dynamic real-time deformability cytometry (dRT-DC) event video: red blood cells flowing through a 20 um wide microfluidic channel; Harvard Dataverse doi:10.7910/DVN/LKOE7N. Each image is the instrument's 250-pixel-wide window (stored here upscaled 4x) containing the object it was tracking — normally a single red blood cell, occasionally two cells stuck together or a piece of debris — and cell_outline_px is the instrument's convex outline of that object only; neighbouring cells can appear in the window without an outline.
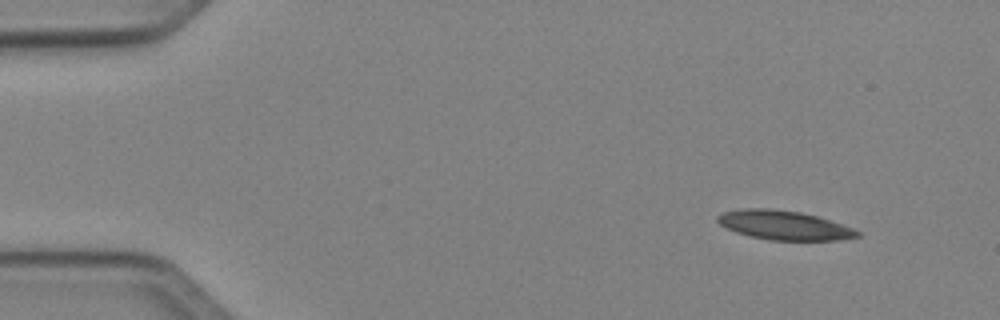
{"species": "Egyptian fruit bat (a non-hibernating species)", "species_latin": "Rousettus aegyptiacus", "temperature_condition": "cold", "stored_images_in_passage": 3, "camera_frame_rate_fps": 3000, "um_per_image_px": 0.085, "animal": {"sex": "female"}, "frame": {"image": 1, "passage_image": 1, "time_ms": 0.0, "image_size_px": [1000, 320], "cell_outline_px": [[860, 236], [836, 240], [768, 240], [736, 232], [720, 224], [716, 220], [716, 216], [724, 212], [744, 208], [768, 208], [800, 212], [816, 216], [852, 228], [860, 232]], "centroid_in_image_um": [66.61, 19.14], "position_along_channel_um": 18.4, "area_um2": 23.41}}
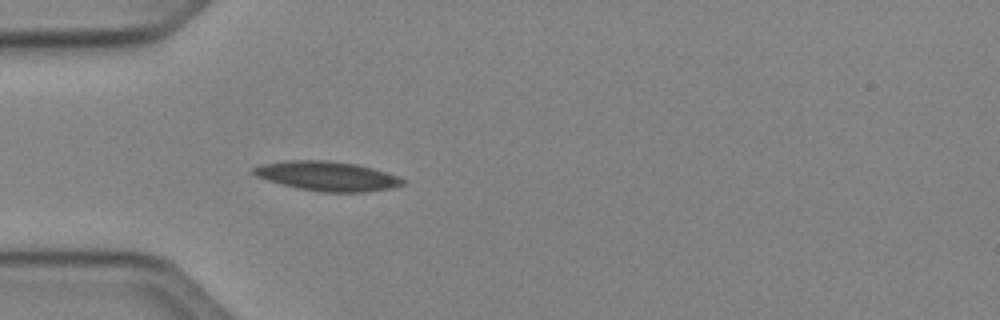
{"frame": {"image": 2, "passage_image": 3, "time_ms": 3.333, "image_size_px": [1000, 320], "cell_outline_px": [[408, 184], [392, 188], [364, 192], [320, 192], [280, 184], [256, 176], [252, 172], [252, 168], [260, 164], [284, 160], [328, 160], [356, 164], [372, 168], [400, 176], [408, 180]], "centroid_in_image_um": [27.86, 14.96], "position_along_channel_um": 57.1, "area_um2": 25.95}}